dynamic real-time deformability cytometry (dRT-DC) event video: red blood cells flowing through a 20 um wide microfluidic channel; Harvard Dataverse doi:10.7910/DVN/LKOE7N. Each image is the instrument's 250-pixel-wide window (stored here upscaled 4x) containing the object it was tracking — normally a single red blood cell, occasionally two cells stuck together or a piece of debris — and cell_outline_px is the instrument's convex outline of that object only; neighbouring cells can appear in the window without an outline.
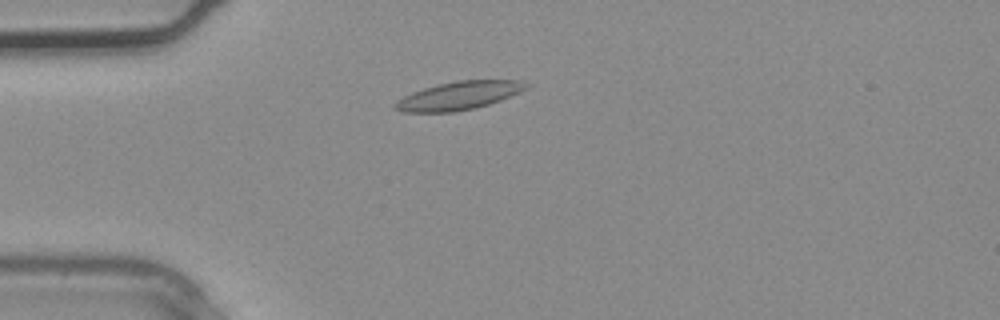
{"species": "common noctule bat (a hibernating species)", "species_latin": "Nyctalus noctula", "temperature_condition": "warm", "stored_images_in_passage": 2, "camera_frame_rate_fps": 3000, "um_per_image_px": 0.085, "animal": {"sex": "male", "body_mass_g": 20.4}, "frame": {"image": 1, "passage_image": 2, "time_ms": 0.333, "image_size_px": [1000, 320], "cell_outline_px": [[528, 88], [520, 92], [500, 100], [476, 108], [452, 112], [404, 112], [392, 108], [392, 104], [396, 100], [412, 92], [424, 88], [440, 84], [460, 80], [520, 80], [528, 84]], "centroid_in_image_um": [38.97, 8.14], "position_along_channel_um": 46.0, "area_um2": 21.5}}